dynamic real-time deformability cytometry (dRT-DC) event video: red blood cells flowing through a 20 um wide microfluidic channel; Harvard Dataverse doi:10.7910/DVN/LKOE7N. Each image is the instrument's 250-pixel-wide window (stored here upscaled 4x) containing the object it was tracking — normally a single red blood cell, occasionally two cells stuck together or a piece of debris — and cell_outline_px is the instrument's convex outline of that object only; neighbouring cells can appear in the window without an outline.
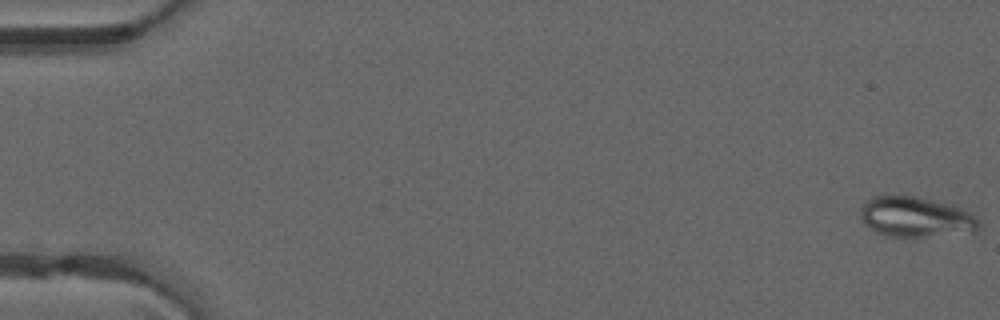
{"species": "common noctule bat (a hibernating species)", "species_latin": "Nyctalus noctula", "temperature_condition": "warm", "stored_images_in_passage": 50, "camera_frame_rate_fps": 3000, "um_per_image_px": 0.085, "animal": {"sex": "male", "forearm_length_mm": 52.5}, "frame": {"image": 1, "passage_image": 1, "time_ms": 0.0, "image_size_px": [1000, 320], "cell_outline_px": [[980, 232], [924, 236], [892, 236], [876, 232], [864, 224], [860, 216], [860, 208], [872, 196], [912, 196], [932, 200], [948, 204], [960, 208], [976, 216], [980, 220]], "centroid_in_image_um": [77.87, 18.45], "position_along_channel_um": 7.1, "area_um2": 27.63}}
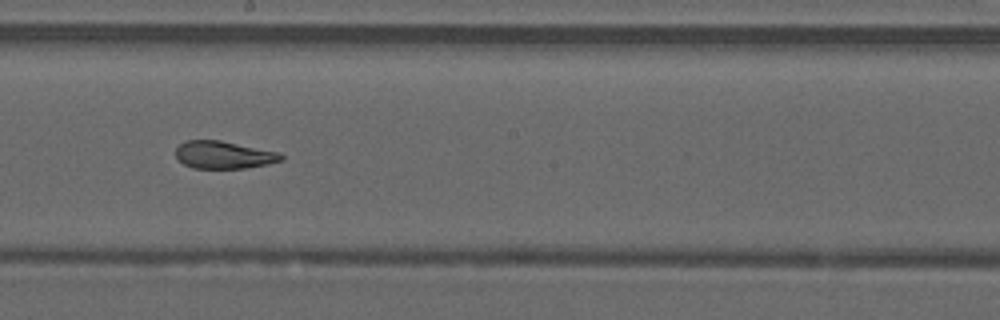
{"frame": {"image": 2, "passage_image": 29, "time_ms": 9.333, "image_size_px": [1000, 320], "cell_outline_px": [[284, 160], [268, 164], [244, 168], [192, 168], [184, 164], [176, 156], [176, 148], [184, 140], [220, 140], [280, 152], [284, 156]], "centroid_in_image_um": [19.04, 13.16], "position_along_channel_um": 229.2, "area_um2": 16.99}}
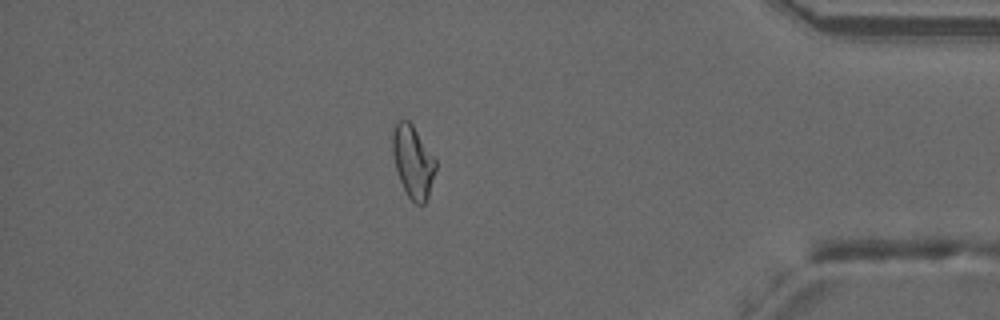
{"frame": {"image": 3, "passage_image": 44, "time_ms": 14.333, "image_size_px": [1000, 320], "cell_outline_px": [[436, 168], [428, 196], [424, 204], [416, 204], [408, 196], [400, 180], [396, 168], [392, 152], [392, 132], [396, 120], [408, 120], [412, 124], [436, 160]], "centroid_in_image_um": [35.09, 13.71], "position_along_channel_um": 400.1, "area_um2": 17.98}, "authors_computed_cell_mechanics": {"area_um2": 18.7561, "velocity_mm_per_s": 4.123, "shape_relaxation_time_tau1_ms": null, "shape_relaxation_time_tau2_ms": 1.9478, "deformation_change_tau1": null, "deformation_change_tau2": 0.0624}}